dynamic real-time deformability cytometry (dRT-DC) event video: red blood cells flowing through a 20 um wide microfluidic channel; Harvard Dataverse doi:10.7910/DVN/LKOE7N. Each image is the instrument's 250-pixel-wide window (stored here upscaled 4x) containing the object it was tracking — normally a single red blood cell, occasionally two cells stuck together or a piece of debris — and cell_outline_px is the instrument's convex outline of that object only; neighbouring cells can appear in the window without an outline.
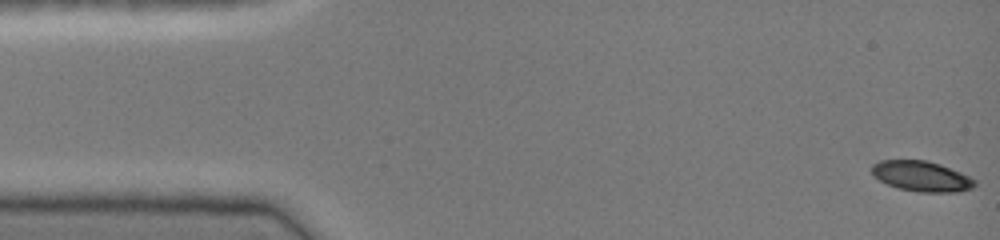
{"species": "common noctule bat (a hibernating species)", "species_latin": "Nyctalus noctula", "temperature_condition": "cold", "stored_images_in_passage": 46, "camera_frame_rate_fps": 3000, "um_per_image_px": 0.085, "animal": {"sex": "female", "body_mass_g": 19.0, "forearm_length_mm": 51.5}, "frame": {"image": 1, "passage_image": 1, "time_ms": 0.0, "image_size_px": [1000, 240], "cell_outline_px": [[976, 184], [972, 188], [960, 192], [920, 192], [900, 188], [888, 184], [872, 176], [872, 164], [880, 160], [924, 160], [940, 164], [960, 172], [976, 180]], "centroid_in_image_um": [78.33, 14.98], "position_along_channel_um": 6.7, "area_um2": 18.15}}
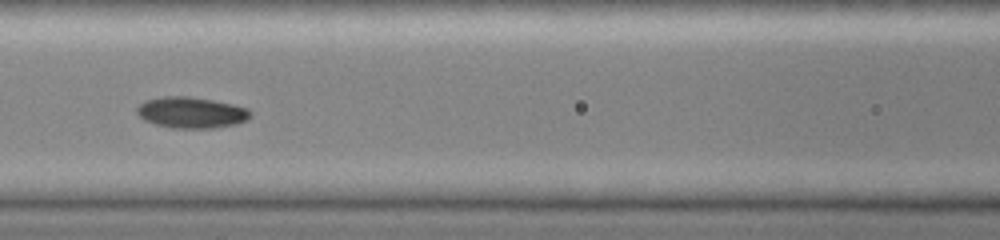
{"frame": {"image": 2, "passage_image": 20, "time_ms": 6.333, "image_size_px": [1000, 240], "cell_outline_px": [[252, 116], [248, 120], [236, 124], [216, 128], [172, 128], [156, 124], [144, 120], [136, 112], [136, 108], [144, 100], [164, 96], [188, 96], [212, 100], [232, 104], [248, 108], [252, 112]], "centroid_in_image_um": [16.28, 9.57], "position_along_channel_um": 150.3, "area_um2": 20.75}}
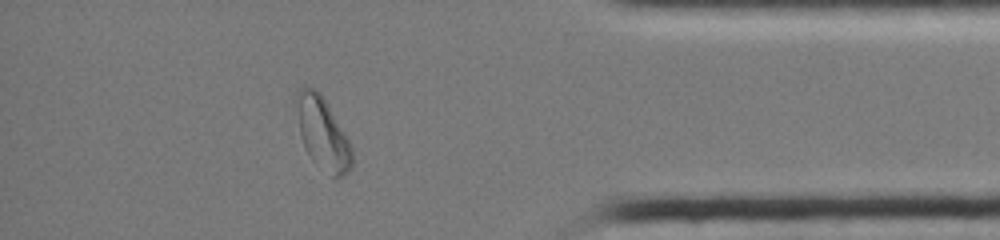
{"frame": {"image": 3, "passage_image": 40, "time_ms": 13.0, "image_size_px": [1000, 240], "cell_outline_px": [[352, 168], [344, 176], [336, 180], [312, 160], [304, 148], [300, 136], [296, 96], [296, 92], [304, 84], [316, 88], [320, 92], [348, 140], [352, 148]], "centroid_in_image_um": [27.42, 11.35], "position_along_channel_um": 407.8, "area_um2": 23.29}, "authors_computed_cell_mechanics": {"area_um2": 19.652, "velocity_mm_per_s": 4.1454, "shape_relaxation_time_tau1_ms": 4.3459, "shape_relaxation_time_tau2_ms": 6.5401, "deformation_change_tau1": 0.1318, "deformation_change_tau2": 0.1024}}